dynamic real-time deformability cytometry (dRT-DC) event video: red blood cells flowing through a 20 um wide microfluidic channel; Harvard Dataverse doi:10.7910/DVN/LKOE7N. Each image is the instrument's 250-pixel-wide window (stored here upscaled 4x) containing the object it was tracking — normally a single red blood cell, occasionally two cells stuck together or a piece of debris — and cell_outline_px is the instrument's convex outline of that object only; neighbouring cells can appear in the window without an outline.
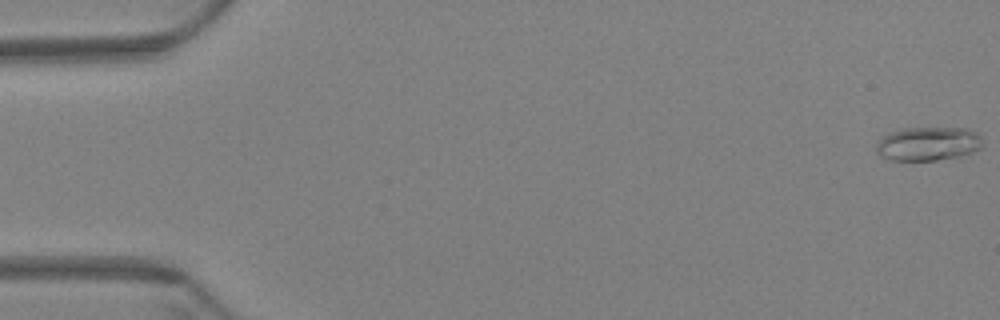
{"species": "Egyptian fruit bat (a non-hibernating species)", "species_latin": "Rousettus aegyptiacus", "temperature_condition": "warm", "stored_images_in_passage": 61, "camera_frame_rate_fps": 3000, "um_per_image_px": 0.085, "animal": {"sex": "female"}, "frame": {"image": 1, "passage_image": 1, "time_ms": 0.0, "image_size_px": [1000, 320], "cell_outline_px": [[984, 144], [980, 148], [960, 156], [936, 160], [892, 160], [880, 156], [876, 152], [876, 148], [880, 140], [884, 136], [892, 132], [904, 128], [968, 128], [976, 132], [980, 136]], "centroid_in_image_um": [78.92, 12.22], "position_along_channel_um": 6.1, "area_um2": 20.81}}
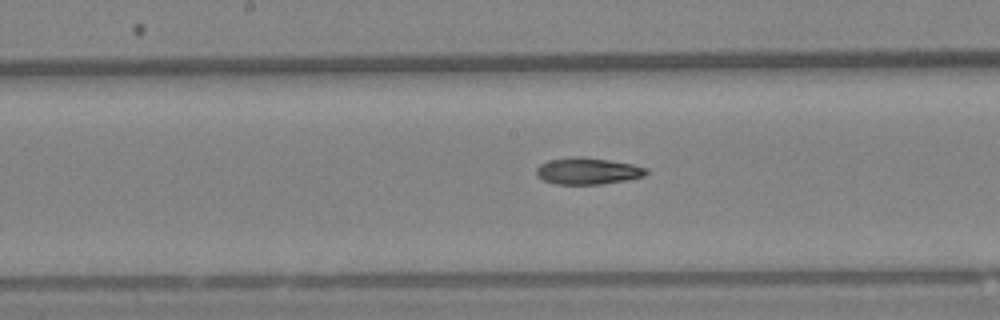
{"frame": {"image": 2, "passage_image": 32, "time_ms": 10.333, "image_size_px": [1000, 320], "cell_outline_px": [[648, 172], [644, 176], [628, 180], [600, 184], [556, 184], [544, 180], [536, 176], [536, 168], [540, 164], [548, 160], [576, 156], [584, 156], [632, 164], [648, 168]], "centroid_in_image_um": [49.95, 14.53], "position_along_channel_um": 198.2, "area_um2": 17.17}}
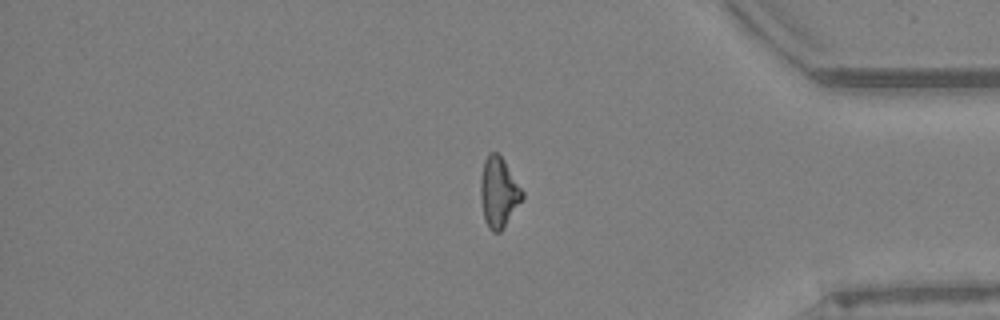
{"frame": {"image": 3, "passage_image": 51, "time_ms": 16.667, "image_size_px": [1000, 320], "cell_outline_px": [[524, 196], [500, 232], [492, 232], [488, 228], [484, 220], [480, 196], [480, 180], [484, 160], [488, 152], [496, 152], [504, 160], [524, 192]], "centroid_in_image_um": [42.36, 16.33], "position_along_channel_um": 392.8, "area_um2": 16.99}}